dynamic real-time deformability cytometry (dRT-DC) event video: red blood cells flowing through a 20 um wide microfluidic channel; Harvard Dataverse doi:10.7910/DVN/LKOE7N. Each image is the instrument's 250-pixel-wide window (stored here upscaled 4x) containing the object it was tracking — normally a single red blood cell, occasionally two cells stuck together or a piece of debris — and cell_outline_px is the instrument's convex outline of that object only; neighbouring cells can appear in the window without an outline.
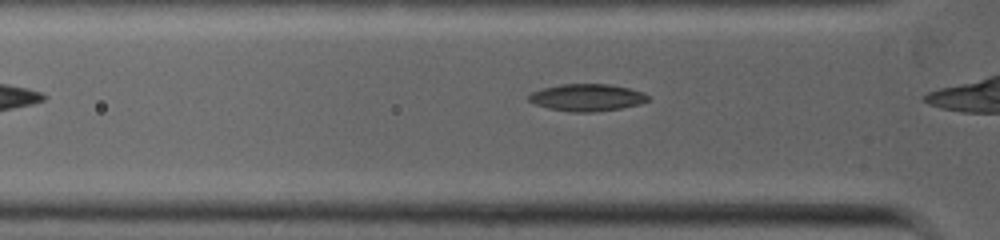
{"species": "common noctule bat (a hibernating species)", "species_latin": "Nyctalus noctula", "temperature_condition": "warm", "stored_images_in_passage": 5, "segment_of_instrument_passage": [2, 2], "camera_frame_rate_fps": 5000, "um_per_image_px": 0.085, "animal": {"sex": "female", "body_mass_g": 19.0, "forearm_length_mm": 53.3}, "frame": {"image": 1, "passage_image": 5, "time_ms": 2.0, "image_size_px": [1000, 240], "cell_outline_px": [[648, 100], [640, 104], [620, 108], [592, 112], [572, 112], [548, 108], [536, 104], [528, 100], [528, 96], [532, 92], [544, 88], [560, 84], [608, 84], [628, 88], [640, 92], [648, 96]], "centroid_in_image_um": [49.86, 8.29], "position_along_channel_um": 75.9, "area_um2": 18.55}}